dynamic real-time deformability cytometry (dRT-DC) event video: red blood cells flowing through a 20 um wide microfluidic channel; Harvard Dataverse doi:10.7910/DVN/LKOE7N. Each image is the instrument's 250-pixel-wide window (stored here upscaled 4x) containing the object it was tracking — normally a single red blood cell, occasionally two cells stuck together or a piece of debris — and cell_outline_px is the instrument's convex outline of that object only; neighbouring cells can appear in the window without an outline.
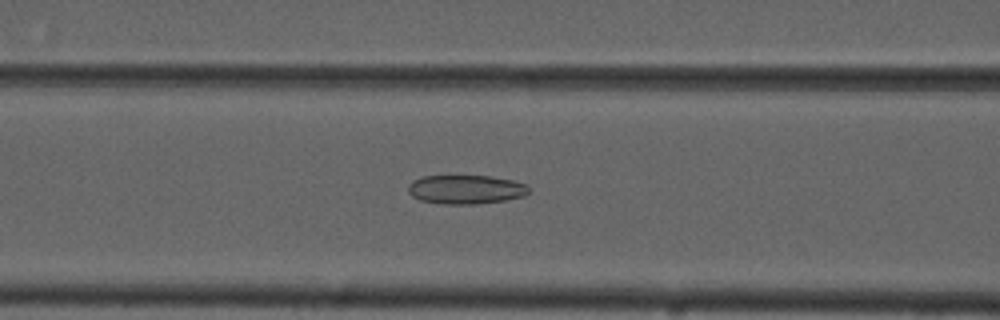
{"species": "common noctule bat (a hibernating species)", "species_latin": "Nyctalus noctula", "temperature_condition": "cold", "stored_images_in_passage": 56, "camera_frame_rate_fps": 3000, "um_per_image_px": 0.085, "animal": {"sex": "male", "forearm_length_mm": 52.5}, "frame": {"image": 1, "passage_image": 23, "time_ms": 7.333, "image_size_px": [1000, 320], "cell_outline_px": [[528, 192], [524, 196], [508, 200], [476, 204], [440, 204], [420, 200], [412, 196], [408, 192], [408, 184], [412, 180], [420, 176], [492, 176], [512, 180], [528, 184]], "centroid_in_image_um": [39.58, 16.1], "position_along_channel_um": 127.0, "area_um2": 20.63}}
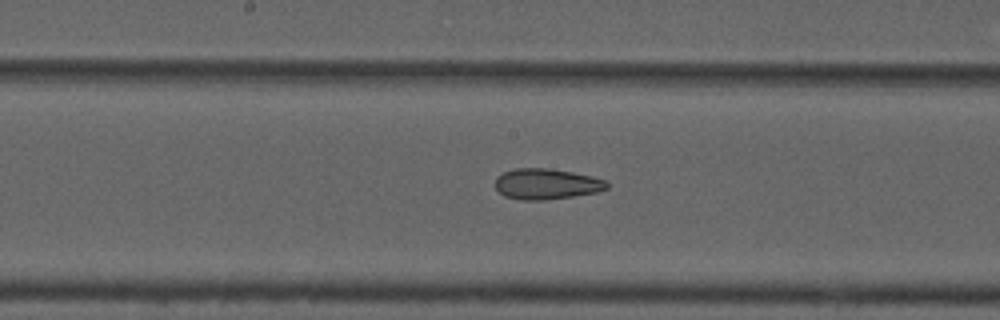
{"frame": {"image": 2, "passage_image": 29, "time_ms": 9.333, "image_size_px": [1000, 320], "cell_outline_px": [[608, 188], [596, 192], [572, 196], [544, 200], [520, 200], [504, 196], [496, 188], [496, 176], [512, 168], [548, 168], [572, 172], [592, 176], [604, 180], [608, 184]], "centroid_in_image_um": [46.42, 15.63], "position_along_channel_um": 201.8, "area_um2": 19.94}}
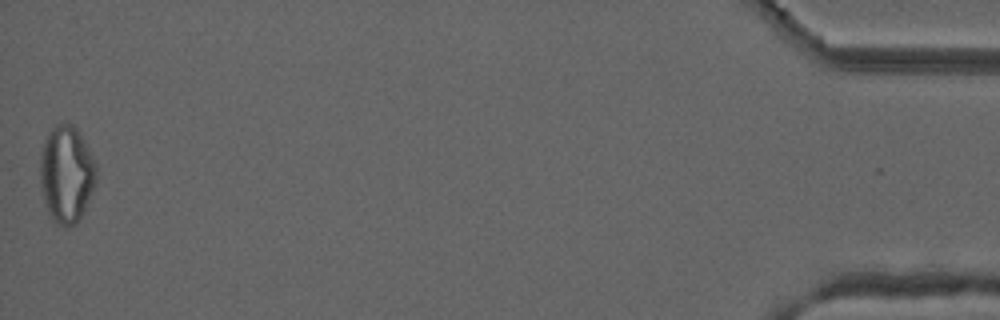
{"frame": {"image": 3, "passage_image": 55, "time_ms": 18.0, "image_size_px": [1000, 320], "cell_outline_px": [[96, 184], [76, 224], [68, 228], [64, 228], [56, 224], [48, 216], [44, 200], [40, 180], [40, 156], [44, 140], [48, 132], [56, 124], [68, 120], [80, 132], [96, 164]], "centroid_in_image_um": [5.63, 14.79], "position_along_channel_um": 429.6, "area_um2": 32.19}, "authors_computed_cell_mechanics": {"area_um2": 24.4494, "velocity_mm_per_s": 3.7389, "shape_relaxation_time_tau1_ms": null, "shape_relaxation_time_tau2_ms": 3.0108, "deformation_change_tau1": null, "deformation_change_tau2": 0.1158}}